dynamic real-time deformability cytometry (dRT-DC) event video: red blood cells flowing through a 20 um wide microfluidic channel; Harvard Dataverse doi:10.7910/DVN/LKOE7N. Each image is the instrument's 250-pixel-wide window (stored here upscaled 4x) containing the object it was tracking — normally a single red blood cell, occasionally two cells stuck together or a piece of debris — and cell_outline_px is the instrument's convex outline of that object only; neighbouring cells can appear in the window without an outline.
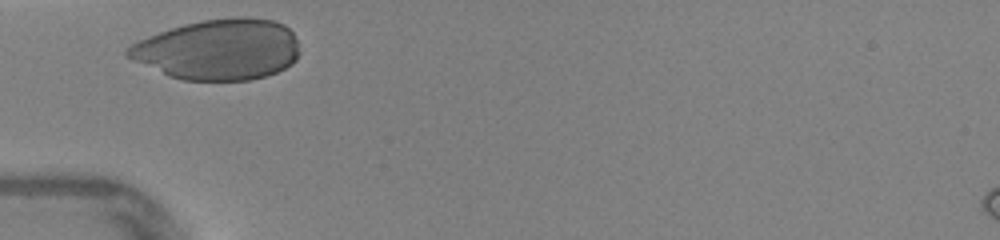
{"species": "human", "species_latin": "Homo sapiens", "temperature_condition": "warm", "stored_images_in_passage": 23, "camera_frame_rate_fps": 3000, "um_per_image_px": 0.085, "donor": {"sex": "female"}, "frame": {"image": 1, "passage_image": 1, "time_ms": 0.0, "image_size_px": [1000, 240], "cell_outline_px": [[300, 52], [296, 60], [292, 64], [276, 72], [264, 76], [248, 80], [184, 80], [168, 76], [132, 60], [124, 56], [124, 52], [132, 44], [148, 36], [184, 24], [200, 20], [232, 16], [248, 16], [276, 20], [284, 24], [292, 32], [296, 40]], "centroid_in_image_um": [18.58, 4.19], "position_along_channel_um": 66.4, "area_um2": 61.09}}